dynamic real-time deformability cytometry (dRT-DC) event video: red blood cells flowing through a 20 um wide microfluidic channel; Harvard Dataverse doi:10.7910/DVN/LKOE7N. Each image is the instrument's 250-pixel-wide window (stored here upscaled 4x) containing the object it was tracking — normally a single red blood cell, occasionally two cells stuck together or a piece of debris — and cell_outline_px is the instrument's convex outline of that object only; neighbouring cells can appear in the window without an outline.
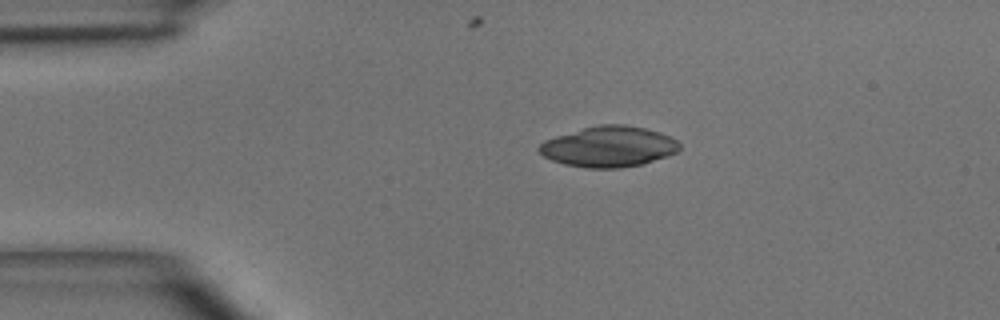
{"species": "common noctule bat (a hibernating species)", "species_latin": "Nyctalus noctula", "temperature_condition": "room temperature", "stored_images_in_passage": 3, "camera_frame_rate_fps": 3000, "um_per_image_px": 0.085, "animal": {"sex": "male", "body_mass_g": 15.6}, "frame": {"image": 1, "passage_image": 2, "time_ms": 1.333, "image_size_px": [1000, 320], "cell_outline_px": [[680, 148], [676, 152], [668, 156], [644, 164], [620, 168], [584, 168], [564, 164], [552, 160], [544, 156], [536, 148], [544, 140], [556, 136], [584, 128], [600, 124], [624, 124], [644, 128], [660, 132], [676, 140], [680, 144]], "centroid_in_image_um": [51.75, 12.47], "position_along_channel_um": 33.3, "area_um2": 33.29}}